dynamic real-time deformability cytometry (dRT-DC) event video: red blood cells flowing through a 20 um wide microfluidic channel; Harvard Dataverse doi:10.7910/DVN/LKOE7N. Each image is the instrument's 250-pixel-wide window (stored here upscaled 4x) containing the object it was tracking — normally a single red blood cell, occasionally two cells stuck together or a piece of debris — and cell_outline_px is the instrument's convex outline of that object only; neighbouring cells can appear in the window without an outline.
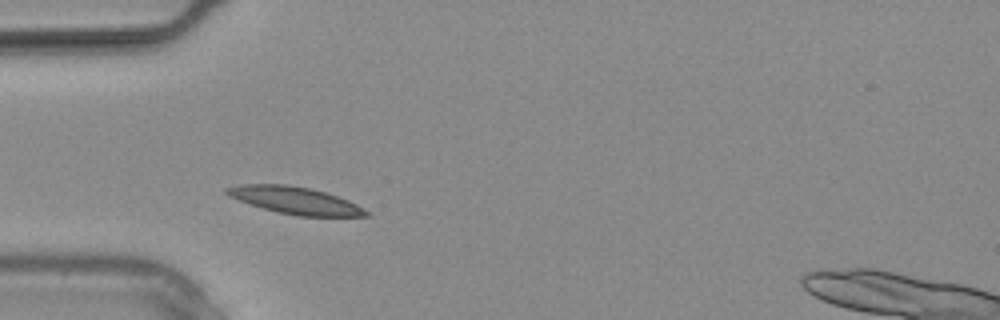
{"species": "common noctule bat (a hibernating species)", "species_latin": "Nyctalus noctula", "temperature_condition": "warm", "stored_images_in_passage": 7, "camera_frame_rate_fps": 3000, "um_per_image_px": 0.085, "animal": {"sex": "male", "body_mass_g": 20.4}, "frame": {"image": 1, "passage_image": 4, "time_ms": 1.0, "image_size_px": [1000, 320], "cell_outline_px": [[372, 216], [296, 216], [276, 212], [228, 196], [224, 192], [224, 188], [240, 184], [288, 184], [312, 188], [348, 200], [364, 208]], "centroid_in_image_um": [25.08, 17.03], "position_along_channel_um": 59.9, "area_um2": 22.02}}